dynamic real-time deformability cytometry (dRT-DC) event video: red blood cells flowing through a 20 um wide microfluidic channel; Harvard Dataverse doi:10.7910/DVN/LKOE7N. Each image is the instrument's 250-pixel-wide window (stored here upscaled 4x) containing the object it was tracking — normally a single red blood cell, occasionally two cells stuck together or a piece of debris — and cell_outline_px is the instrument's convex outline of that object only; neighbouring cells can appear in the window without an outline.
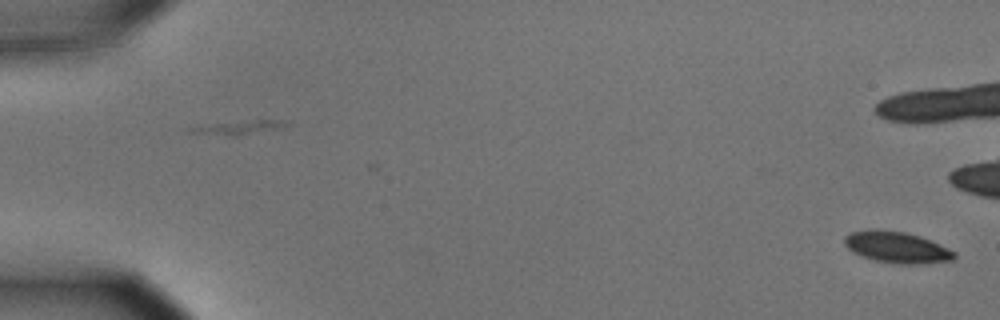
{"species": "common noctule bat (a hibernating species)", "species_latin": "Nyctalus noctula", "temperature_condition": "cold", "stored_images_in_passage": 57, "camera_frame_rate_fps": 3000, "um_per_image_px": 0.085, "animal": {"sex": "male", "body_mass_g": 15.6}, "frame": {"image": 1, "passage_image": 1, "time_ms": 0.0, "image_size_px": [1000, 320], "cell_outline_px": [[956, 256], [952, 260], [924, 264], [900, 264], [876, 260], [852, 252], [844, 244], [844, 236], [848, 232], [868, 228], [876, 228], [904, 232], [920, 236], [932, 240], [956, 252]], "centroid_in_image_um": [76.21, 20.99], "position_along_channel_um": 8.8, "area_um2": 20.35}, "authors_computed_cell_mechanics": {"area_um2": 20.6924, "velocity_mm_per_s": 3.6122, "shape_relaxation_time_tau1_ms": 2.9274, "shape_relaxation_time_tau2_ms": null, "deformation_change_tau1": 0.1042, "deformation_change_tau2": null}}